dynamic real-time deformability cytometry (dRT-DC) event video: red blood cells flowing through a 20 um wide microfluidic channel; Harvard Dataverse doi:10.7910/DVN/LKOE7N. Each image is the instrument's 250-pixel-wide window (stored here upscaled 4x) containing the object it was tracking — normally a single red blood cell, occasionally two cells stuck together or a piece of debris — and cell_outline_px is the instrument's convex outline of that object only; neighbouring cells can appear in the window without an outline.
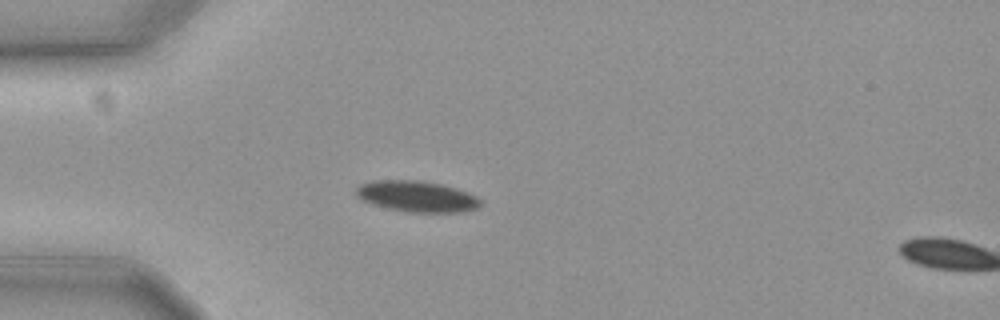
{"species": "common noctule bat (a hibernating species)", "species_latin": "Nyctalus noctula", "temperature_condition": "cold", "stored_images_in_passage": 18, "camera_frame_rate_fps": 3000, "um_per_image_px": 0.085, "animal": {"sex": "female", "body_mass_g": 19.3, "forearm_length_mm": 54.1}, "frame": {"image": 1, "passage_image": 16, "time_ms": 5.0, "image_size_px": [1000, 320], "cell_outline_px": [[480, 204], [476, 208], [460, 212], [408, 212], [388, 208], [372, 204], [356, 196], [356, 188], [360, 184], [372, 180], [420, 180], [440, 184], [456, 188], [468, 192], [476, 196], [480, 200]], "centroid_in_image_um": [35.41, 16.68], "position_along_channel_um": 49.6, "area_um2": 22.37}}